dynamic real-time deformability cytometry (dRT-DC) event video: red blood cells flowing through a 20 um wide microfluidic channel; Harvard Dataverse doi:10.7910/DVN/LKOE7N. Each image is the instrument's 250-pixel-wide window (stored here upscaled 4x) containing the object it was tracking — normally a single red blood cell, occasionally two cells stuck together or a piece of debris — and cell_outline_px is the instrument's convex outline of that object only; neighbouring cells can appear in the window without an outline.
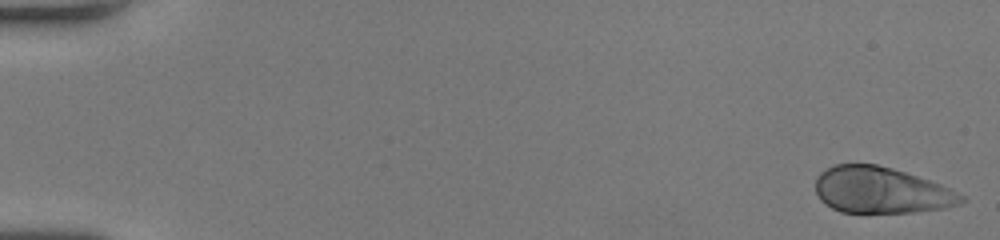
{"species": "human", "species_latin": "Homo sapiens", "temperature_condition": "room temperature", "stored_images_in_passage": 52, "camera_frame_rate_fps": 3000, "um_per_image_px": 0.085, "donor": {"sex": "female"}, "frame": {"image": 1, "passage_image": 1, "time_ms": 0.0, "image_size_px": [1000, 240], "cell_outline_px": [[968, 200], [960, 204], [944, 208], [912, 212], [840, 212], [832, 208], [820, 200], [816, 192], [816, 176], [820, 172], [836, 164], [876, 164], [892, 168], [940, 184], [964, 196]], "centroid_in_image_um": [74.88, 16.17], "position_along_channel_um": 10.1, "area_um2": 39.07}}
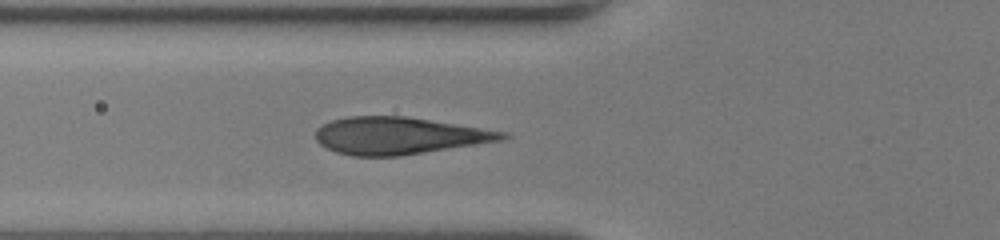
{"frame": {"image": 2, "passage_image": 20, "time_ms": 6.333, "image_size_px": [1000, 240], "cell_outline_px": [[512, 136], [504, 140], [400, 156], [352, 156], [336, 152], [320, 144], [316, 140], [316, 128], [332, 120], [348, 116], [404, 116], [508, 132]], "centroid_in_image_um": [33.93, 11.54], "position_along_channel_um": 91.9, "area_um2": 40.34}}
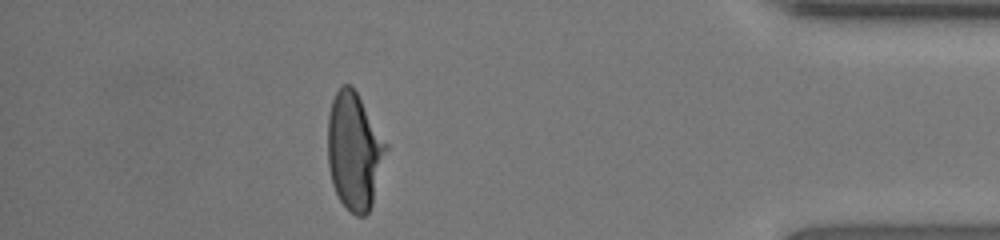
{"frame": {"image": 3, "passage_image": 46, "time_ms": 15.0, "image_size_px": [1000, 240], "cell_outline_px": [[388, 148], [372, 204], [368, 212], [364, 216], [356, 216], [340, 200], [332, 184], [328, 164], [328, 116], [332, 100], [336, 92], [344, 84], [348, 84], [356, 92], [388, 144]], "centroid_in_image_um": [30.12, 12.85], "position_along_channel_um": 405.1, "area_um2": 39.42}}